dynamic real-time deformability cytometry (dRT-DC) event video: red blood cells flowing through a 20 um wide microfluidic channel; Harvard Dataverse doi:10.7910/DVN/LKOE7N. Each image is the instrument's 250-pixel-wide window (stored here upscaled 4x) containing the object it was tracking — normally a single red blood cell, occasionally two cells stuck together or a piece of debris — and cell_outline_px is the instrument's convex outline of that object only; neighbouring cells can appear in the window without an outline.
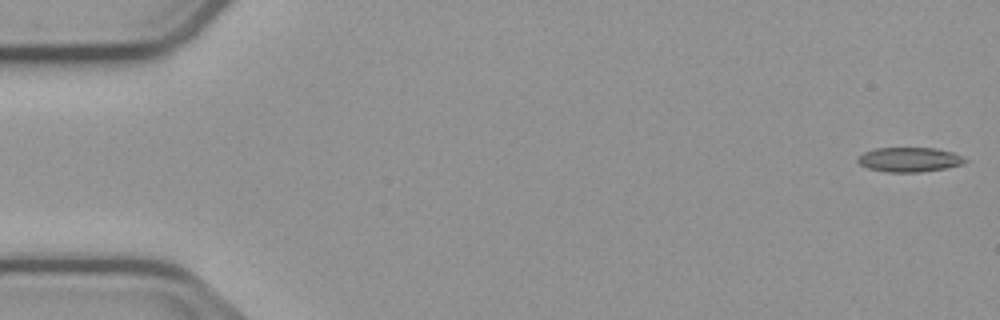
{"species": "common noctule bat (a hibernating species)", "species_latin": "Nyctalus noctula", "temperature_condition": "cold", "stored_images_in_passage": 6, "camera_frame_rate_fps": 3000, "um_per_image_px": 0.085, "animal": {"sex": "male", "body_mass_g": 23.1, "forearm_length_mm": 52.7}, "frame": {"image": 1, "passage_image": 1, "time_ms": 0.0, "image_size_px": [1000, 320], "cell_outline_px": [[968, 160], [964, 164], [948, 168], [920, 172], [888, 172], [868, 168], [860, 164], [856, 160], [864, 152], [876, 148], [936, 148], [952, 152]], "centroid_in_image_um": [77.32, 13.57], "position_along_channel_um": 7.7, "area_um2": 15.32}}